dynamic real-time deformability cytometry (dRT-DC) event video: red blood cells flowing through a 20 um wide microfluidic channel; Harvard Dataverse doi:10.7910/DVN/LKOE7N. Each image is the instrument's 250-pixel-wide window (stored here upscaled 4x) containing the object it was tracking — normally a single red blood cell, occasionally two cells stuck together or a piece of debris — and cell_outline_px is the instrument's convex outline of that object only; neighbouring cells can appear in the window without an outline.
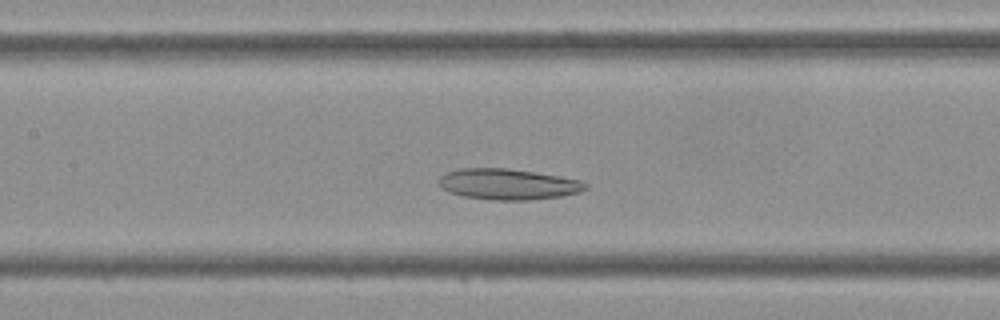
{"species": "Egyptian fruit bat (a non-hibernating species)", "species_latin": "Rousettus aegyptiacus", "temperature_condition": "cold", "stored_images_in_passage": 32, "camera_frame_rate_fps": 3000, "um_per_image_px": 0.085, "frame": {"image": 1, "passage_image": 8, "time_ms": 2.333, "image_size_px": [1000, 320], "cell_outline_px": [[588, 188], [580, 192], [560, 196], [532, 200], [496, 200], [464, 196], [448, 192], [440, 188], [440, 176], [444, 172], [460, 168], [508, 168], [580, 180], [588, 184]], "centroid_in_image_um": [43.15, 15.66], "position_along_channel_um": 164.2, "area_um2": 26.3}}
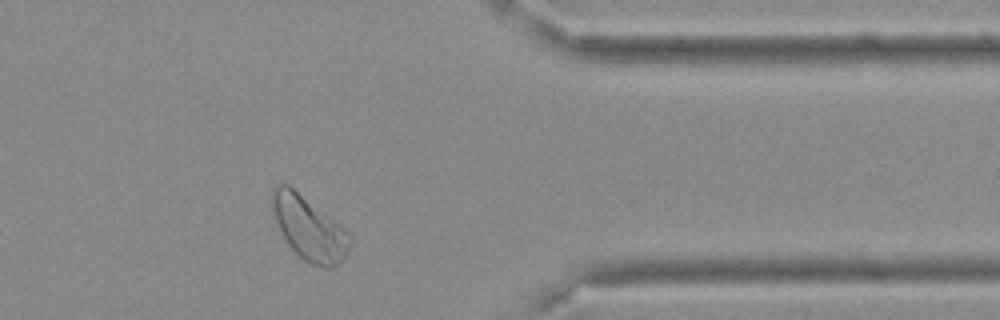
{"frame": {"image": 2, "passage_image": 24, "time_ms": 7.667, "image_size_px": [1000, 320], "cell_outline_px": [[352, 244], [344, 260], [340, 264], [332, 268], [324, 268], [312, 264], [304, 260], [288, 244], [272, 216], [268, 204], [268, 200], [272, 188], [276, 184], [288, 184], [344, 228], [352, 236]], "centroid_in_image_um": [26.23, 19.39], "position_along_channel_um": 385.2, "area_um2": 29.3}}
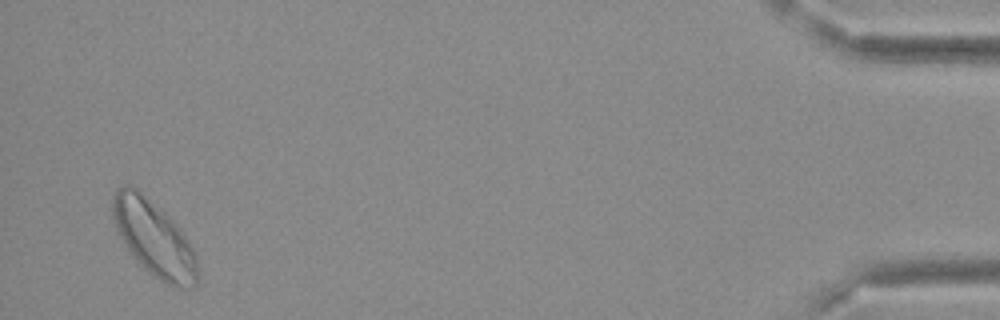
{"frame": {"image": 3, "passage_image": 31, "time_ms": 10.0, "image_size_px": [1000, 320], "cell_outline_px": [[196, 284], [188, 288], [176, 288], [160, 280], [144, 268], [132, 256], [120, 236], [112, 220], [112, 200], [116, 188], [128, 184], [136, 188], [164, 212], [184, 232], [196, 252]], "centroid_in_image_um": [13.07, 20.25], "position_along_channel_um": 422.1, "area_um2": 37.22}}